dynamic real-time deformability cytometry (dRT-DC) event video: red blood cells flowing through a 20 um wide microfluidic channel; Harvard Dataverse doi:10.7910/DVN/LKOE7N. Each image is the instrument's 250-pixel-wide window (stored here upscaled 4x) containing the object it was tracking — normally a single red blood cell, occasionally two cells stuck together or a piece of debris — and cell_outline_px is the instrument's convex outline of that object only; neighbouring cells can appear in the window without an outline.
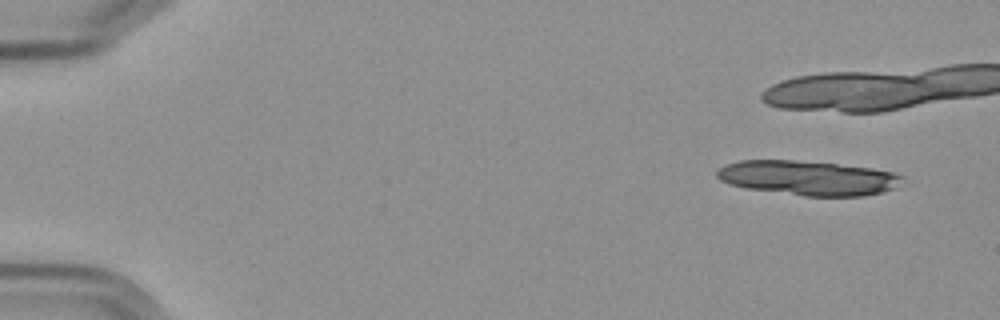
{"species": "Egyptian fruit bat (a non-hibernating species)", "species_latin": "Rousettus aegyptiacus", "temperature_condition": "cold", "stored_images_in_passage": 8, "camera_frame_rate_fps": 3000, "um_per_image_px": 0.085, "frame": {"image": 1, "passage_image": 1, "time_ms": 0.0, "image_size_px": [1000, 320], "cell_outline_px": [[904, 176], [896, 188], [864, 196], [804, 196], [748, 188], [728, 184], [720, 180], [716, 176], [716, 172], [720, 168], [728, 164], [740, 160], [792, 160], [836, 164], [872, 168], [892, 172]], "centroid_in_image_um": [68.69, 15.13], "position_along_channel_um": 16.3, "area_um2": 37.11}}
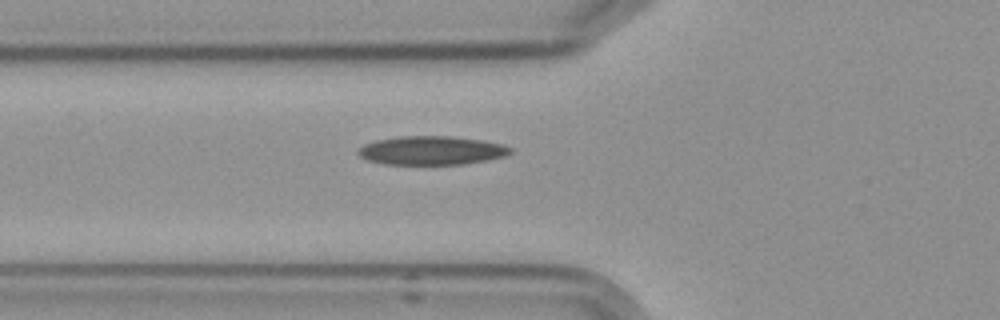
{"frame": {"image": 2, "passage_image": 8, "time_ms": 8.0, "image_size_px": [1000, 320], "cell_outline_px": [[512, 152], [504, 156], [488, 160], [464, 164], [384, 164], [368, 160], [360, 156], [356, 152], [356, 148], [364, 144], [376, 140], [400, 136], [452, 136], [480, 140], [500, 144], [512, 148]], "centroid_in_image_um": [36.64, 12.79], "position_along_channel_um": 89.2, "area_um2": 25.49}}